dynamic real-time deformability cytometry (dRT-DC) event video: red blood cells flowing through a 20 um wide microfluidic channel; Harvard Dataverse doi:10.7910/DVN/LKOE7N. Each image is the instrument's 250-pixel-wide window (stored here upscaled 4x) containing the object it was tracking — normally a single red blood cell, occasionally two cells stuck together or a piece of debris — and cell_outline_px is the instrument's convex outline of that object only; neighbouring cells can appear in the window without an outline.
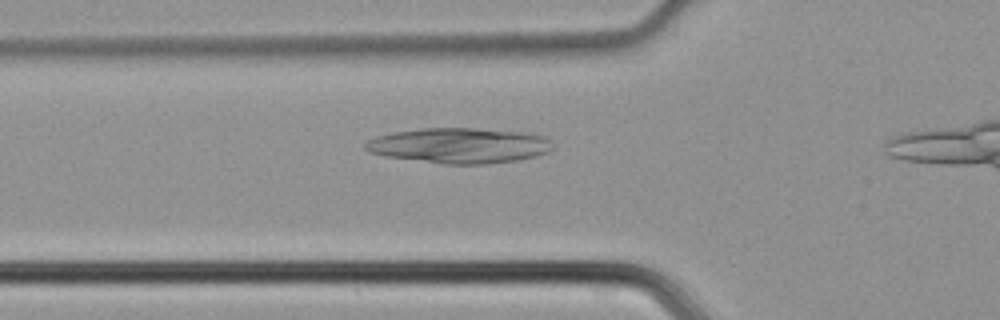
{"species": "common noctule bat (a hibernating species)", "species_latin": "Nyctalus noctula", "temperature_condition": "cold", "stored_images_in_passage": 19, "camera_frame_rate_fps": 3000, "um_per_image_px": 0.085, "animal": {"sex": "male", "body_mass_g": 21.5, "forearm_length_mm": 52.0}, "frame": {"image": 1, "passage_image": 9, "time_ms": 2.667, "image_size_px": [1000, 320], "cell_outline_px": [[552, 148], [548, 152], [536, 156], [520, 160], [484, 164], [444, 164], [388, 156], [368, 152], [364, 148], [364, 144], [368, 140], [376, 136], [392, 132], [424, 128], [476, 128], [524, 132], [544, 136], [552, 140]], "centroid_in_image_um": [39.07, 12.36], "position_along_channel_um": 86.7, "area_um2": 38.67}}
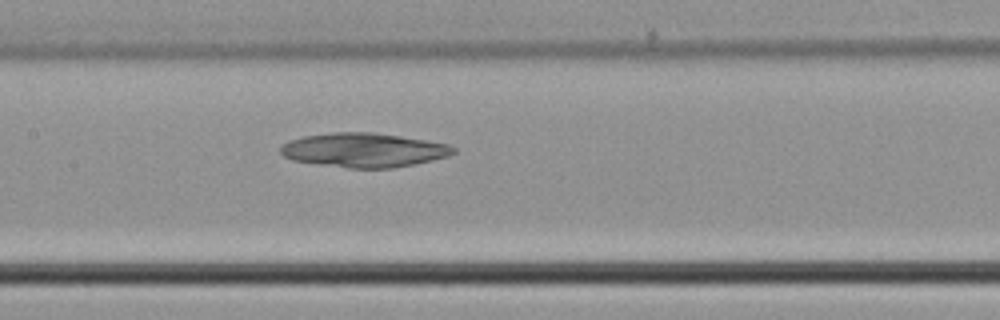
{"frame": {"image": 2, "passage_image": 15, "time_ms": 4.667, "image_size_px": [1000, 320], "cell_outline_px": [[456, 152], [448, 156], [432, 160], [392, 168], [348, 168], [292, 160], [284, 156], [280, 152], [280, 144], [288, 140], [300, 136], [332, 132], [372, 132], [400, 136], [448, 144], [456, 148]], "centroid_in_image_um": [30.87, 12.75], "position_along_channel_um": 176.5, "area_um2": 34.51}}
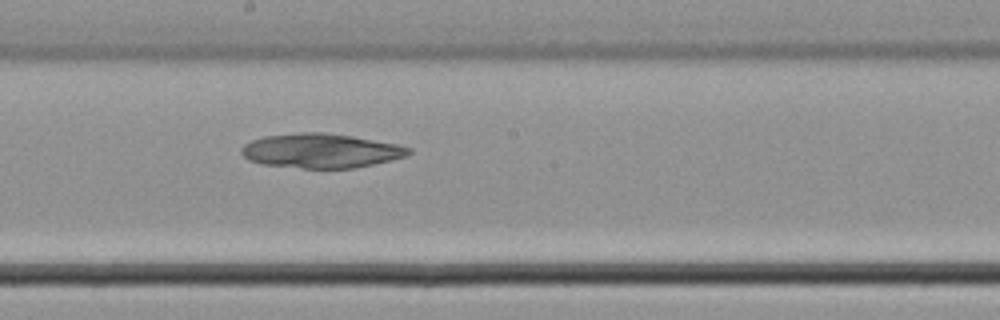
{"frame": {"image": 3, "passage_image": 18, "time_ms": 5.667, "image_size_px": [1000, 320], "cell_outline_px": [[412, 152], [408, 156], [392, 160], [352, 168], [300, 168], [260, 164], [248, 160], [240, 152], [240, 148], [244, 144], [252, 140], [264, 136], [300, 132], [324, 132], [352, 136], [400, 144], [412, 148]], "centroid_in_image_um": [27.29, 12.81], "position_along_channel_um": 220.9, "area_um2": 33.81}}